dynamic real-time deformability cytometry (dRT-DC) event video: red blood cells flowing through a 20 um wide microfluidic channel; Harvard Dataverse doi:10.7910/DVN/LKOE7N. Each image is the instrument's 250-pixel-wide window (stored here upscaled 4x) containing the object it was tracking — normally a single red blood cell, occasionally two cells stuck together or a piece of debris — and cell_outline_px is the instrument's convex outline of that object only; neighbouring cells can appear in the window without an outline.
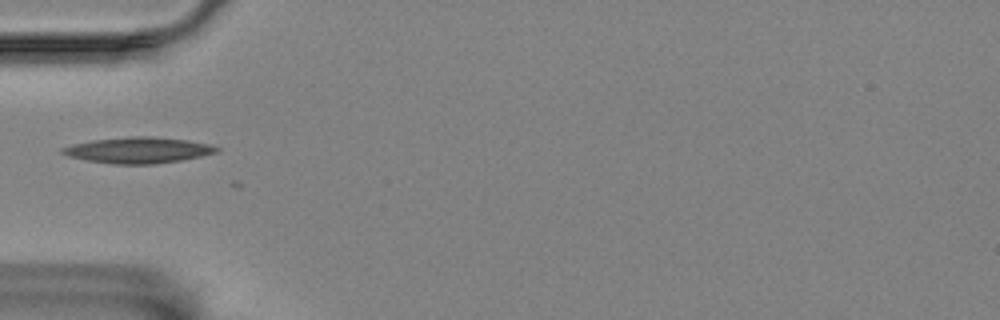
{"species": "Egyptian fruit bat (a non-hibernating species)", "species_latin": "Rousettus aegyptiacus", "temperature_condition": "room temperature", "stored_images_in_passage": 26, "camera_frame_rate_fps": 3000, "um_per_image_px": 0.085, "animal": {"sex": "female"}, "frame": {"image": 1, "passage_image": 1, "time_ms": 0.0, "image_size_px": [1000, 320], "cell_outline_px": [[220, 148], [216, 152], [200, 156], [180, 160], [152, 164], [116, 164], [88, 160], [72, 156], [60, 152], [60, 148], [92, 140], [132, 136], [152, 136], [188, 140], [208, 144]], "centroid_in_image_um": [11.77, 12.75], "position_along_channel_um": 73.2, "area_um2": 22.89}}
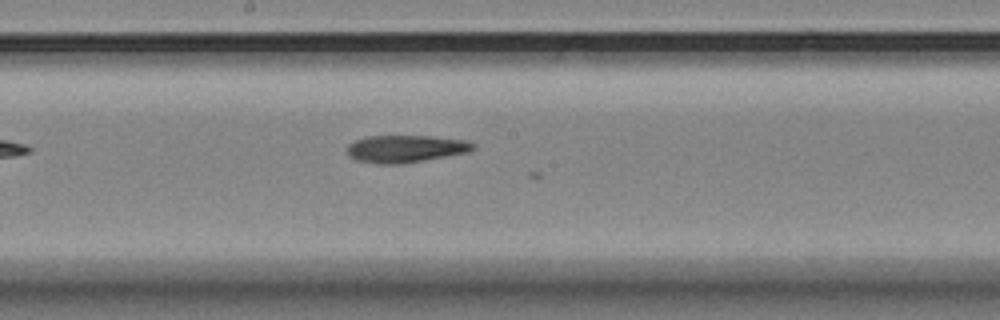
{"frame": {"image": 2, "passage_image": 13, "time_ms": 4.0, "image_size_px": [1000, 320], "cell_outline_px": [[476, 148], [468, 152], [400, 164], [376, 164], [356, 160], [348, 152], [348, 144], [364, 136], [432, 136], [468, 140], [476, 144]], "centroid_in_image_um": [34.51, 12.63], "position_along_channel_um": 213.7, "area_um2": 20.06}}
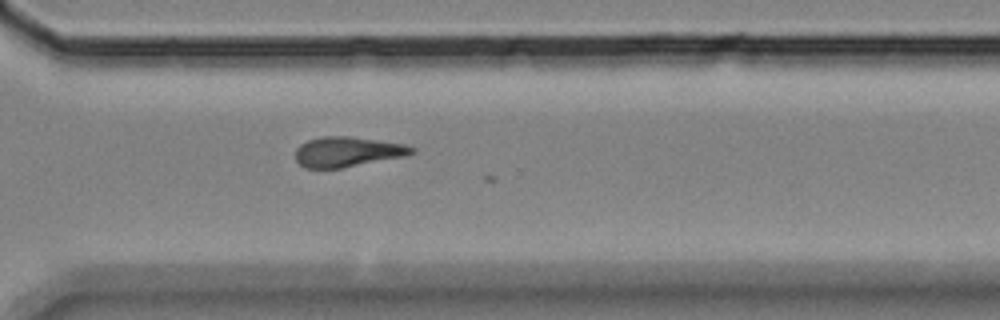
{"frame": {"image": 3, "passage_image": 24, "time_ms": 7.667, "image_size_px": [1000, 320], "cell_outline_px": [[416, 152], [408, 156], [340, 168], [304, 168], [296, 160], [296, 148], [300, 144], [308, 140], [324, 136], [348, 136], [404, 144], [416, 148]], "centroid_in_image_um": [29.56, 12.9], "position_along_channel_um": 341.0, "area_um2": 20.4}}